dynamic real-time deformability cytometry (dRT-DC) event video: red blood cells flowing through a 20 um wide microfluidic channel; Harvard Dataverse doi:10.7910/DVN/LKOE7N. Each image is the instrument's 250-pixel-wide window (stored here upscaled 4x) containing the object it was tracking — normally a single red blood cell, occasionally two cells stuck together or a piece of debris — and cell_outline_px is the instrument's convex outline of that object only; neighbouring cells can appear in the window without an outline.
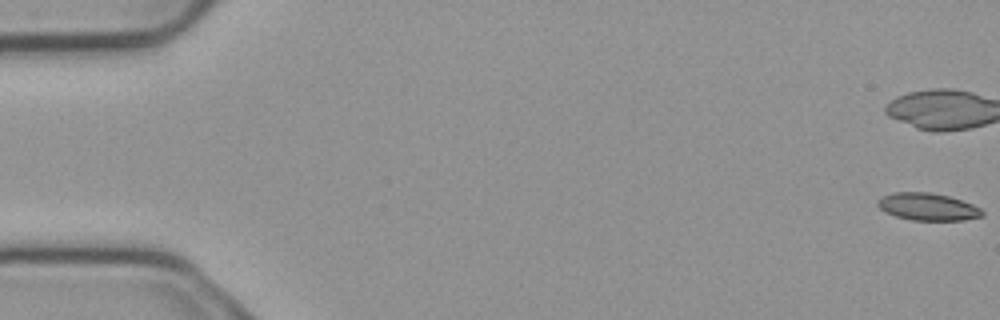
{"species": "common noctule bat (a hibernating species)", "species_latin": "Nyctalus noctula", "temperature_condition": "cold", "stored_images_in_passage": 5, "camera_frame_rate_fps": 3000, "um_per_image_px": 0.085, "animal": {"sex": "male", "body_mass_g": 23.1, "forearm_length_mm": 52.7}, "frame": {"image": 1, "passage_image": 1, "time_ms": 0.0, "image_size_px": [1000, 320], "cell_outline_px": [[984, 216], [964, 220], [912, 220], [896, 216], [880, 208], [876, 204], [876, 200], [880, 196], [892, 192], [928, 192], [948, 196], [972, 204], [980, 208], [984, 212]], "centroid_in_image_um": [78.84, 17.57], "position_along_channel_um": 6.2, "area_um2": 16.65}}